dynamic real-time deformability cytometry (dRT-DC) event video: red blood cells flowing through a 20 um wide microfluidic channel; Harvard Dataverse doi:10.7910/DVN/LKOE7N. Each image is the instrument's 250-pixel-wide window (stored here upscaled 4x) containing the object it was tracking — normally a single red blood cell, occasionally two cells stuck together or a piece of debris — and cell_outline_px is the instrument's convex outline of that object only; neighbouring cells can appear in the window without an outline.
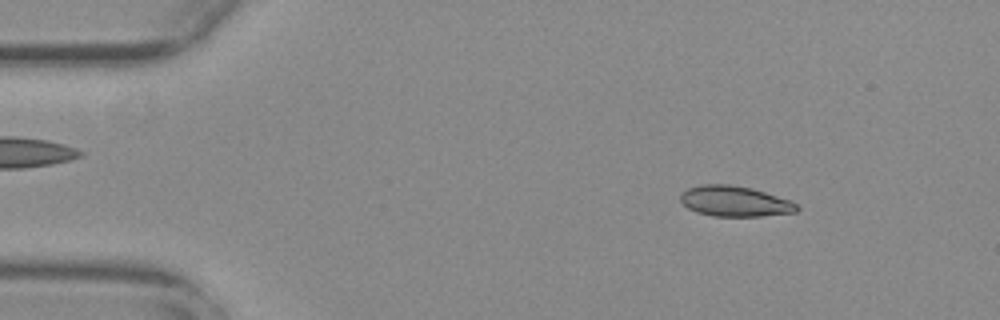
{"species": "common noctule bat (a hibernating species)", "species_latin": "Nyctalus noctula", "temperature_condition": "warm", "stored_images_in_passage": 16, "camera_frame_rate_fps": 3000, "um_per_image_px": 0.085, "animal": {"sex": "female", "body_mass_g": 29.2, "forearm_length_mm": 56.3}, "frame": {"image": 1, "passage_image": 7, "time_ms": 2.0, "image_size_px": [1000, 320], "cell_outline_px": [[800, 208], [796, 212], [760, 216], [712, 216], [696, 212], [688, 208], [680, 200], [680, 192], [688, 188], [704, 184], [728, 184], [752, 188], [792, 200]], "centroid_in_image_um": [62.46, 17.1], "position_along_channel_um": 22.5, "area_um2": 20.81}}